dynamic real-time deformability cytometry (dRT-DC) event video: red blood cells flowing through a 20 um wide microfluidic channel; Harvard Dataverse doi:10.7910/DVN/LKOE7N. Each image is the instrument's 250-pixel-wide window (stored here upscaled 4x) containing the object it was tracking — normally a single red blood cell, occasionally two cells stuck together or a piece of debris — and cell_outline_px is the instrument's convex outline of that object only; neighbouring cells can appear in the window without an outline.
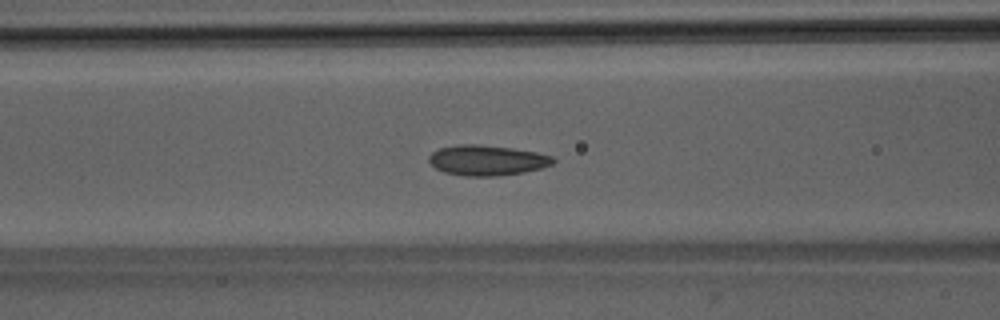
{"species": "Egyptian fruit bat (a non-hibernating species)", "species_latin": "Rousettus aegyptiacus", "temperature_condition": "room temperature", "stored_images_in_passage": 44, "camera_frame_rate_fps": 3000, "um_per_image_px": 0.085, "animal": {"sex": "male"}, "frame": {"image": 1, "passage_image": 14, "time_ms": 4.333, "image_size_px": [1000, 320], "cell_outline_px": [[556, 160], [552, 164], [540, 168], [524, 172], [496, 176], [464, 176], [444, 172], [436, 168], [428, 160], [428, 156], [432, 152], [440, 148], [460, 144], [480, 144], [512, 148], [536, 152], [552, 156]], "centroid_in_image_um": [41.39, 13.62], "position_along_channel_um": 125.2, "area_um2": 21.91}}
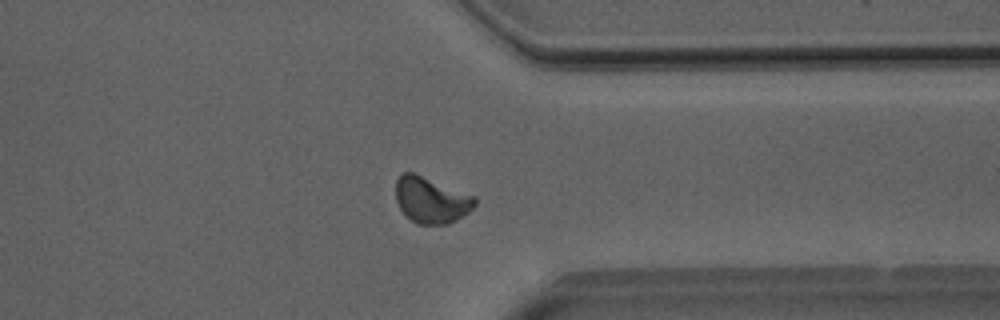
{"frame": {"image": 2, "passage_image": 33, "time_ms": 10.667, "image_size_px": [1000, 320], "cell_outline_px": [[476, 204], [468, 212], [456, 220], [448, 224], [416, 224], [400, 208], [396, 200], [396, 180], [404, 172], [416, 172], [476, 196]], "centroid_in_image_um": [36.67, 16.97], "position_along_channel_um": 374.7, "area_um2": 21.39}}
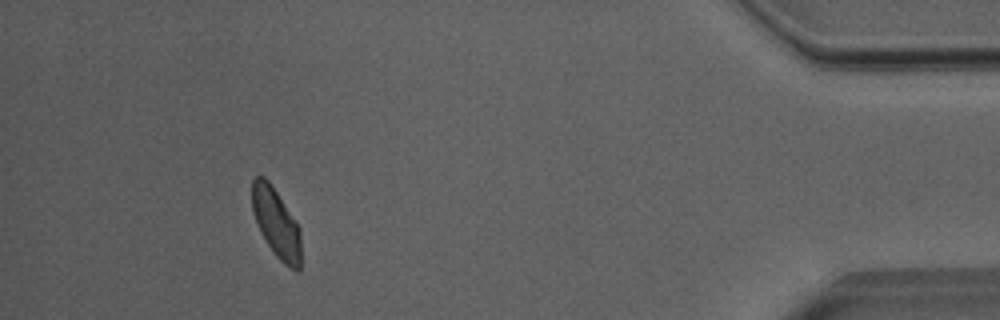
{"frame": {"image": 3, "passage_image": 40, "time_ms": 13.0, "image_size_px": [1000, 320], "cell_outline_px": [[300, 272], [296, 272], [284, 264], [276, 256], [268, 244], [252, 212], [252, 180], [256, 176], [264, 176], [268, 180], [300, 228]], "centroid_in_image_um": [23.49, 18.97], "position_along_channel_um": 411.7, "area_um2": 19.31}, "authors_computed_cell_mechanics": {"area_um2": 20.9525, "velocity_mm_per_s": 3.9894, "shape_relaxation_time_tau1_ms": 3.8605, "shape_relaxation_time_tau2_ms": 1.7773, "deformation_change_tau1": 0.0925, "deformation_change_tau2": 0.0549}}